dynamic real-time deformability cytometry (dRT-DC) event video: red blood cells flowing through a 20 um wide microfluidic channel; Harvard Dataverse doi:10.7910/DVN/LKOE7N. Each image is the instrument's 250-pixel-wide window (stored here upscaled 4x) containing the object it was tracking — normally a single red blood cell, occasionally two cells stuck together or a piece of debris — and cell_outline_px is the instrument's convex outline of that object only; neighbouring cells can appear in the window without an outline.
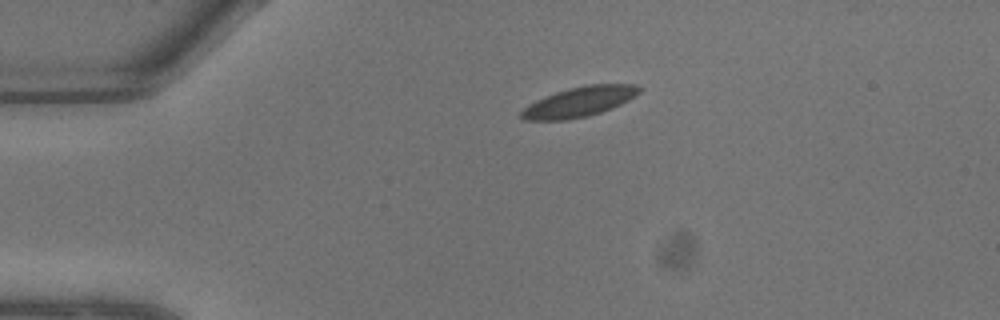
{"species": "common noctule bat (a hibernating species)", "species_latin": "Nyctalus noctula", "temperature_condition": "warm", "stored_images_in_passage": 3, "camera_frame_rate_fps": 3000, "um_per_image_px": 0.085, "animal": {"sex": "male", "body_mass_g": 13.3}, "frame": {"image": 1, "passage_image": 1, "time_ms": 0.0, "image_size_px": [1000, 320], "cell_outline_px": [[640, 92], [636, 96], [620, 104], [600, 112], [588, 116], [568, 120], [524, 120], [520, 116], [520, 112], [528, 104], [536, 100], [556, 92], [568, 88], [588, 84], [636, 84], [640, 88]], "centroid_in_image_um": [49.23, 8.65], "position_along_channel_um": 35.8, "area_um2": 20.52}}